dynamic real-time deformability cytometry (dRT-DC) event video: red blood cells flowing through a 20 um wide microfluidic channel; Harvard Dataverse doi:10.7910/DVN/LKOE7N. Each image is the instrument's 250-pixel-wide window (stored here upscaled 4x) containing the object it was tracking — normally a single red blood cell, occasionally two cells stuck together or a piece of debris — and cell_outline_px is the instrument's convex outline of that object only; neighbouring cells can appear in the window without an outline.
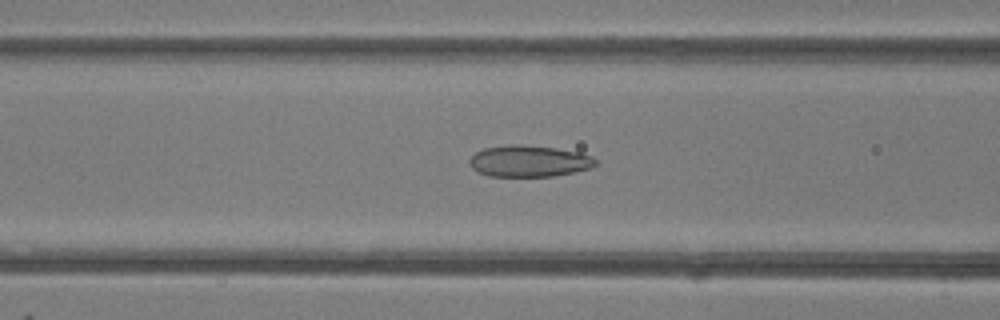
{"species": "common noctule bat (a hibernating species)", "species_latin": "Nyctalus noctula", "temperature_condition": "room temperature", "stored_images_in_passage": 48, "camera_frame_rate_fps": 3000, "um_per_image_px": 0.085, "animal": {"sex": "female"}, "frame": {"image": 1, "passage_image": 19, "time_ms": 6.0, "image_size_px": [1000, 320], "cell_outline_px": [[596, 164], [592, 168], [552, 176], [488, 176], [472, 168], [468, 164], [468, 160], [476, 152], [484, 148], [508, 144], [520, 144], [556, 148], [580, 152], [592, 156], [596, 160]], "centroid_in_image_um": [44.96, 13.68], "position_along_channel_um": 121.6, "area_um2": 23.18}}
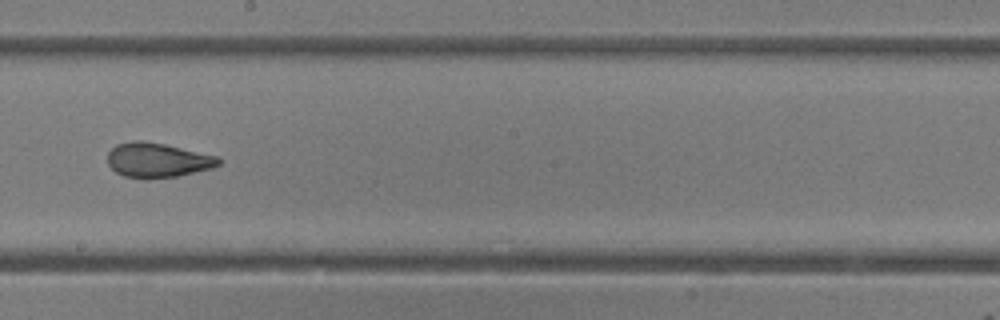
{"frame": {"image": 2, "passage_image": 27, "time_ms": 8.667, "image_size_px": [1000, 320], "cell_outline_px": [[220, 164], [212, 168], [176, 176], [148, 180], [144, 180], [124, 176], [116, 172], [108, 164], [108, 152], [116, 144], [132, 140], [140, 140], [164, 144], [216, 156], [220, 160]], "centroid_in_image_um": [13.34, 13.62], "position_along_channel_um": 234.9, "area_um2": 22.43}}
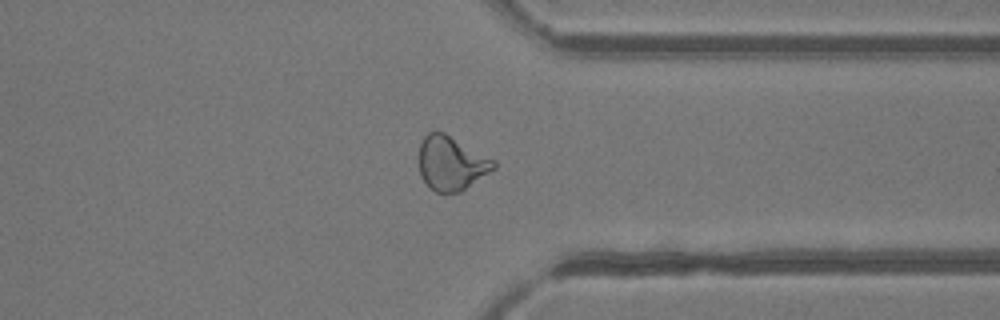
{"frame": {"image": 3, "passage_image": 37, "time_ms": 12.0, "image_size_px": [1000, 320], "cell_outline_px": [[496, 168], [460, 192], [436, 192], [420, 176], [420, 144], [424, 136], [428, 132], [444, 132], [496, 160]], "centroid_in_image_um": [38.39, 13.86], "position_along_channel_um": 373.0, "area_um2": 23.35}, "authors_computed_cell_mechanics": {"area_um2": 24.7962, "velocity_mm_per_s": 4.2418, "shape_relaxation_time_tau1_ms": null, "shape_relaxation_time_tau2_ms": 1.4812, "deformation_change_tau1": null, "deformation_change_tau2": 0.0825}}